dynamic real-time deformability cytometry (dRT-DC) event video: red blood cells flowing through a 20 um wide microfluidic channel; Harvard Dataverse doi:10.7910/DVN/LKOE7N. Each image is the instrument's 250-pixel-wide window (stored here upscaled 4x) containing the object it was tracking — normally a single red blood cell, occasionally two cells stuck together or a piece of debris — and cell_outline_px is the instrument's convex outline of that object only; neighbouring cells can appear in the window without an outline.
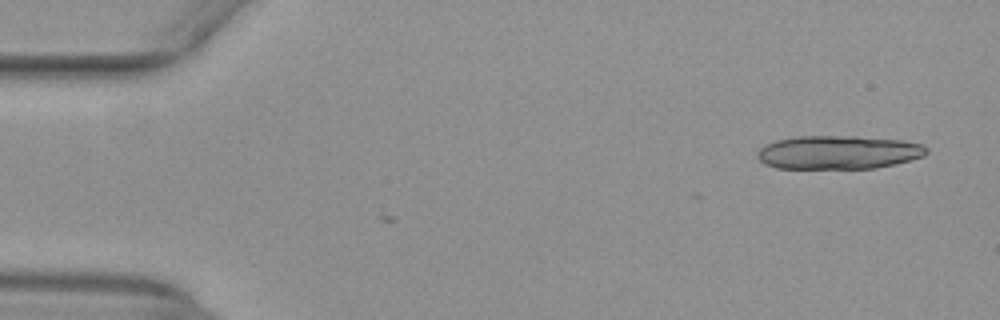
{"species": "common noctule bat (a hibernating species)", "species_latin": "Nyctalus noctula", "temperature_condition": "warm", "stored_images_in_passage": 3, "camera_frame_rate_fps": 3000, "um_per_image_px": 0.085, "animal": {"sex": "female", "body_mass_g": 29.2, "forearm_length_mm": 56.3}, "frame": {"image": 1, "passage_image": 3, "time_ms": 0.667, "image_size_px": [1000, 320], "cell_outline_px": [[928, 152], [924, 156], [876, 168], [776, 168], [764, 164], [756, 156], [756, 152], [764, 144], [776, 140], [796, 136], [856, 136], [904, 140], [924, 144], [928, 148]], "centroid_in_image_um": [71.24, 12.93], "position_along_channel_um": 13.8, "area_um2": 33.29}}